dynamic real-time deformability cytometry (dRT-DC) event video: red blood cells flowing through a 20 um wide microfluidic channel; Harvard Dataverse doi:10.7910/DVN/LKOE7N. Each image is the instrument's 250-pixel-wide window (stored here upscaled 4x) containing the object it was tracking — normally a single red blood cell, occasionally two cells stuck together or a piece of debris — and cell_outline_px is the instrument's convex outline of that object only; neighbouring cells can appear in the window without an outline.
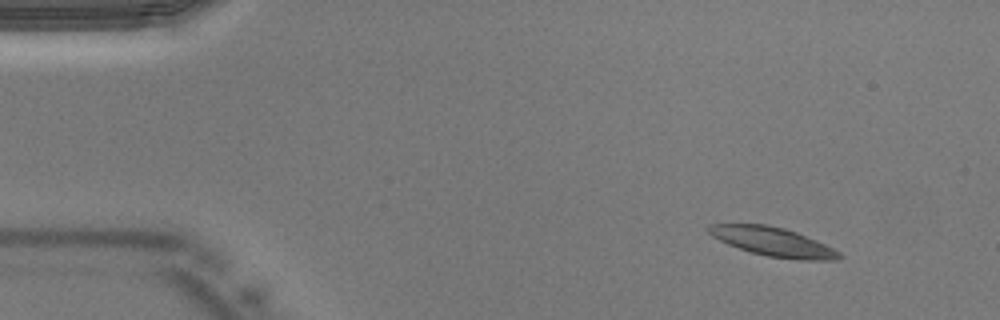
{"species": "Egyptian fruit bat (a non-hibernating species)", "species_latin": "Rousettus aegyptiacus", "temperature_condition": "warm", "stored_images_in_passage": 42, "segment_of_instrument_passage": [1, 2], "camera_frame_rate_fps": 3000, "um_per_image_px": 0.085, "animal": {"sex": "male"}, "frame": {"image": 1, "passage_image": 4, "time_ms": 1.0, "image_size_px": [1000, 320], "cell_outline_px": [[844, 256], [840, 260], [804, 260], [768, 256], [752, 252], [728, 244], [712, 236], [708, 232], [708, 224], [764, 224], [784, 228], [796, 232], [824, 244], [840, 252]], "centroid_in_image_um": [65.72, 20.55], "position_along_channel_um": 19.3, "area_um2": 21.68}}
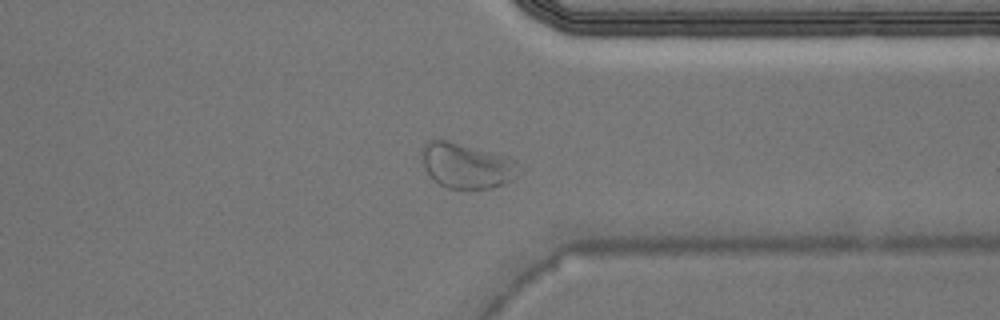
{"frame": {"image": 2, "passage_image": 32, "time_ms": 10.333, "image_size_px": [1000, 320], "cell_outline_px": [[524, 164], [516, 176], [504, 184], [492, 188], [448, 188], [440, 184], [424, 168], [420, 152], [424, 144], [428, 140], [448, 140], [508, 156]], "centroid_in_image_um": [39.71, 14.06], "position_along_channel_um": 371.7, "area_um2": 25.78}}
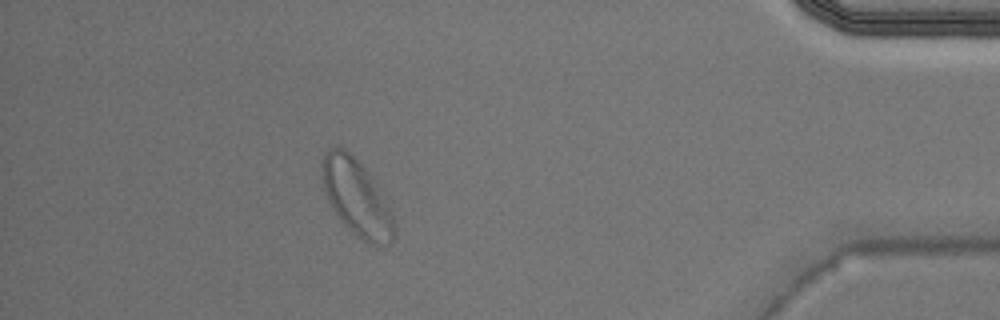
{"frame": {"image": 3, "passage_image": 37, "time_ms": 12.0, "image_size_px": [1000, 320], "cell_outline_px": [[396, 236], [388, 244], [368, 244], [356, 236], [340, 220], [324, 188], [324, 156], [328, 148], [344, 148], [368, 172], [392, 216], [396, 224]], "centroid_in_image_um": [30.35, 16.87], "position_along_channel_um": 404.9, "area_um2": 30.63}}